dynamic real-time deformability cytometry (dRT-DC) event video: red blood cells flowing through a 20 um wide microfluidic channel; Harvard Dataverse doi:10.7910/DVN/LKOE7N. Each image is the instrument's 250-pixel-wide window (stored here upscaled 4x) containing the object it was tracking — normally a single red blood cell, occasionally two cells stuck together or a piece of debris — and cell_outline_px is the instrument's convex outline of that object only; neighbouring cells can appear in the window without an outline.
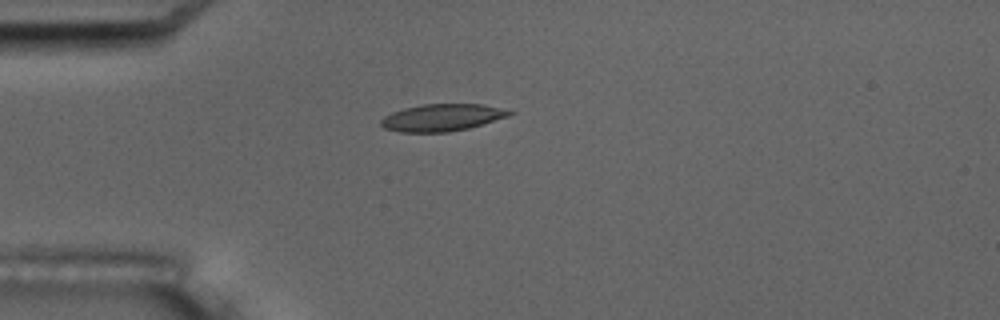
{"species": "common noctule bat (a hibernating species)", "species_latin": "Nyctalus noctula", "temperature_condition": "room temperature", "stored_images_in_passage": 3, "camera_frame_rate_fps": 3000, "um_per_image_px": 0.085, "animal": {"sex": "male", "body_mass_g": 17.5, "forearm_length_mm": 52.3}, "frame": {"image": 1, "passage_image": 3, "time_ms": 3.667, "image_size_px": [1000, 320], "cell_outline_px": [[516, 112], [508, 116], [468, 128], [448, 132], [400, 132], [384, 128], [380, 124], [380, 120], [384, 116], [392, 112], [404, 108], [424, 104], [484, 104]], "centroid_in_image_um": [37.54, 9.99], "position_along_channel_um": 47.5, "area_um2": 20.17}}